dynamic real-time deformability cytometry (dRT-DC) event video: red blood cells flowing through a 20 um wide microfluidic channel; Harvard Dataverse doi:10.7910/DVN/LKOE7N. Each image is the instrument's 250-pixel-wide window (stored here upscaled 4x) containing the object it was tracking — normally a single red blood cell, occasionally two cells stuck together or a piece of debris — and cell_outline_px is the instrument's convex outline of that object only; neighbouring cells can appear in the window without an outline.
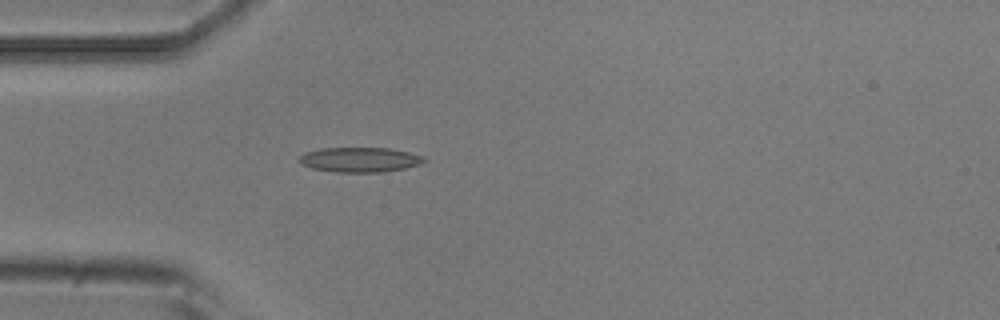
{"species": "common noctule bat (a hibernating species)", "species_latin": "Nyctalus noctula", "temperature_condition": "room temperature", "stored_images_in_passage": 4, "camera_frame_rate_fps": 3000, "um_per_image_px": 0.085, "animal": {"sex": "male", "body_mass_g": 20.5, "forearm_length_mm": 52.5}, "frame": {"image": 1, "passage_image": 4, "time_ms": 1.0, "image_size_px": [1000, 320], "cell_outline_px": [[428, 160], [420, 164], [404, 168], [384, 172], [336, 172], [312, 168], [300, 164], [296, 160], [304, 152], [320, 148], [388, 148], [408, 152], [424, 156]], "centroid_in_image_um": [30.56, 13.57], "position_along_channel_um": 54.4, "area_um2": 18.21}}